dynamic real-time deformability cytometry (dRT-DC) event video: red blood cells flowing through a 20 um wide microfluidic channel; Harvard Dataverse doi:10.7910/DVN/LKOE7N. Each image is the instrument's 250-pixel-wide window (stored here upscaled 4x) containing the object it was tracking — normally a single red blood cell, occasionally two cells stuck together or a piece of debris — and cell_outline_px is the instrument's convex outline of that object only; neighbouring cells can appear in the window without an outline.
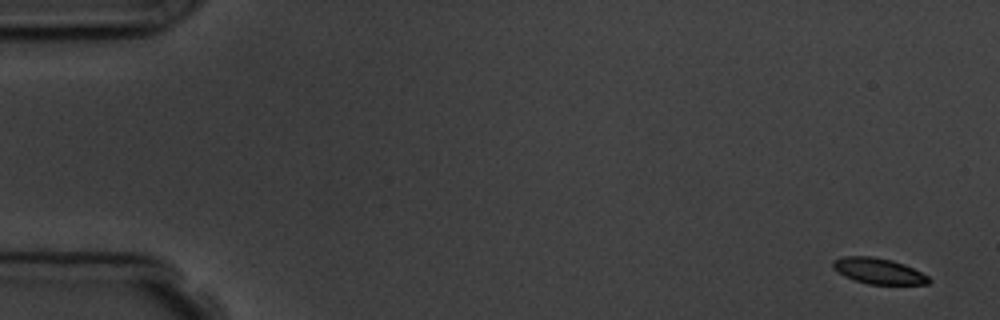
{"species": "common noctule bat (a hibernating species)", "species_latin": "Nyctalus noctula", "temperature_condition": "room temperature", "stored_images_in_passage": 6, "segment_of_instrument_passage": [2, 2], "camera_frame_rate_fps": 3000, "um_per_image_px": 0.085, "animal": {"sex": "male", "body_mass_g": 19.5, "forearm_length_mm": 54.6}, "frame": {"image": 1, "passage_image": 6, "time_ms": 6.0, "image_size_px": [1000, 320], "cell_outline_px": [[932, 280], [928, 284], [868, 284], [844, 276], [832, 268], [832, 260], [844, 256], [872, 256], [892, 260], [904, 264], [928, 276]], "centroid_in_image_um": [74.65, 23.02], "position_along_channel_um": 10.4, "area_um2": 14.39}}